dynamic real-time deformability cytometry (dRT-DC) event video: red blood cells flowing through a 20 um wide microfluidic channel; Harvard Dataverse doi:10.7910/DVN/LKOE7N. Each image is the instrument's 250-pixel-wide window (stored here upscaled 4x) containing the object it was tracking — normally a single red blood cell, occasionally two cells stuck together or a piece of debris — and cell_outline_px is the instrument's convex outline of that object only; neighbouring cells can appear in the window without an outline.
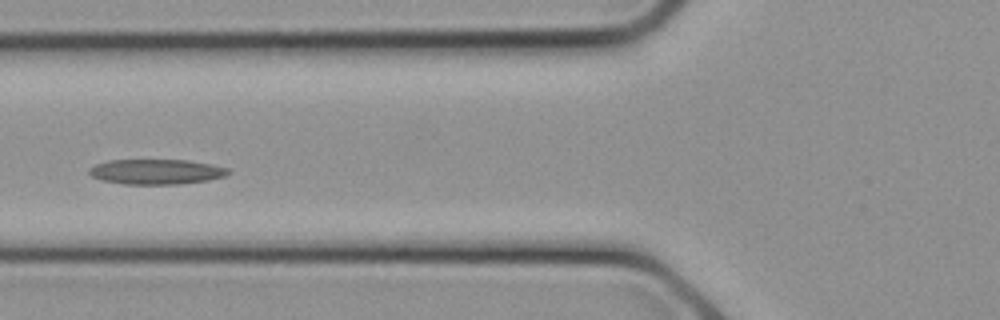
{"species": "common noctule bat (a hibernating species)", "species_latin": "Nyctalus noctula", "temperature_condition": "cold", "stored_images_in_passage": 11, "camera_frame_rate_fps": 3000, "um_per_image_px": 0.085, "animal": {"sex": "female", "body_mass_g": 21.9}, "frame": {"image": 1, "passage_image": 10, "time_ms": 3.0, "image_size_px": [1000, 320], "cell_outline_px": [[232, 172], [224, 176], [208, 180], [180, 184], [124, 184], [104, 180], [92, 176], [88, 172], [88, 168], [96, 164], [108, 160], [188, 160], [212, 164], [232, 168]], "centroid_in_image_um": [13.34, 14.59], "position_along_channel_um": 112.5, "area_um2": 20.46}}